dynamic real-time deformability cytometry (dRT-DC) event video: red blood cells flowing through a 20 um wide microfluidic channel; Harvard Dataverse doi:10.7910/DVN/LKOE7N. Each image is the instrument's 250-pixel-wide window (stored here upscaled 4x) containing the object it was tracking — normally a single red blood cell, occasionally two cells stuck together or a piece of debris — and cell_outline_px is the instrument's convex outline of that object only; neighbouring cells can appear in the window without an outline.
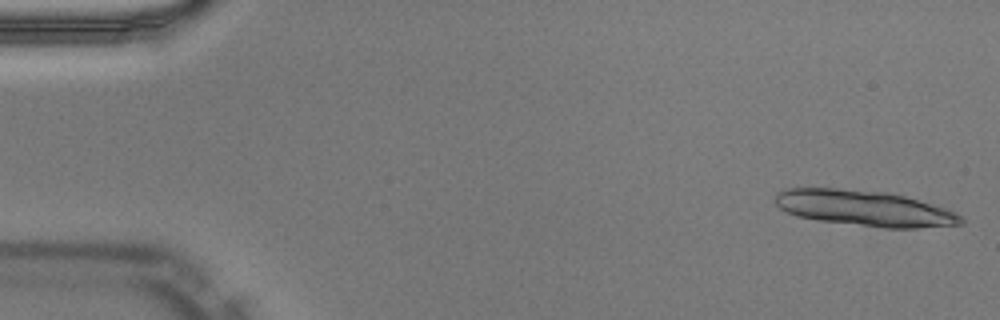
{"species": "Egyptian fruit bat (a non-hibernating species)", "species_latin": "Rousettus aegyptiacus", "temperature_condition": "warm", "stored_images_in_passage": 12, "camera_frame_rate_fps": 3000, "um_per_image_px": 0.085, "animal": {"sex": "male"}, "frame": {"image": 1, "passage_image": 1, "time_ms": 0.0, "image_size_px": [1000, 320], "cell_outline_px": [[964, 224], [916, 228], [884, 228], [820, 220], [796, 216], [780, 208], [776, 204], [776, 192], [784, 188], [836, 188], [888, 192], [904, 196], [944, 208], [956, 212], [964, 220]], "centroid_in_image_um": [73.47, 17.7], "position_along_channel_um": 11.5, "area_um2": 38.44}}